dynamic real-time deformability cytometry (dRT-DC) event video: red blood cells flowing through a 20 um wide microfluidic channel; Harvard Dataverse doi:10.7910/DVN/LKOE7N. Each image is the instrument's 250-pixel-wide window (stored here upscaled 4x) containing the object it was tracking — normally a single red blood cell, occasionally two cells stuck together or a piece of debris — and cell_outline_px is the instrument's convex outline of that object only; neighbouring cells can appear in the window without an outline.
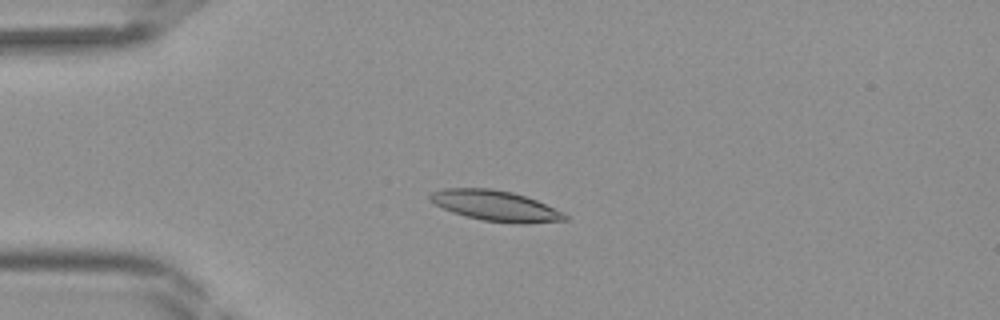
{"species": "Egyptian fruit bat (a non-hibernating species)", "species_latin": "Rousettus aegyptiacus", "temperature_condition": "room temperature", "stored_images_in_passage": 42, "camera_frame_rate_fps": 3000, "um_per_image_px": 0.085, "frame": {"image": 1, "passage_image": 11, "time_ms": 3.333, "image_size_px": [1000, 320], "cell_outline_px": [[568, 220], [520, 224], [484, 220], [452, 212], [436, 204], [428, 196], [432, 192], [444, 188], [492, 188], [512, 192], [536, 200], [564, 212], [568, 216]], "centroid_in_image_um": [42.16, 17.48], "position_along_channel_um": 42.8, "area_um2": 23.7}}
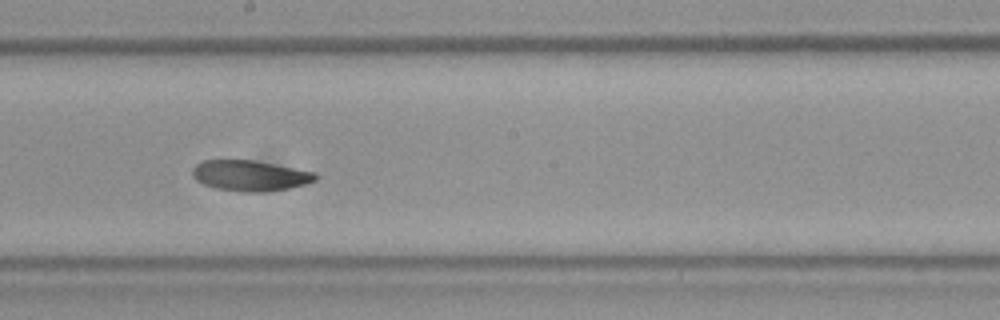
{"frame": {"image": 2, "passage_image": 24, "time_ms": 7.667, "image_size_px": [1000, 320], "cell_outline_px": [[320, 176], [316, 180], [308, 184], [288, 188], [264, 192], [244, 192], [216, 188], [204, 184], [196, 180], [192, 176], [192, 168], [196, 164], [204, 160], [256, 160], [316, 172]], "centroid_in_image_um": [21.3, 14.92], "position_along_channel_um": 226.9, "area_um2": 22.2}}
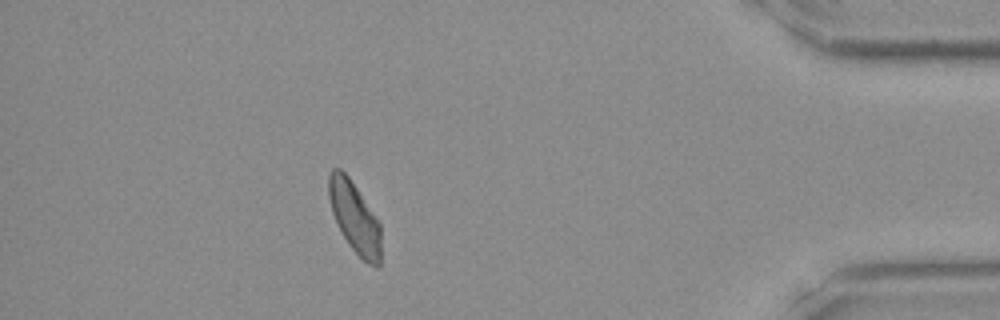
{"frame": {"image": 3, "passage_image": 38, "time_ms": 12.333, "image_size_px": [1000, 320], "cell_outline_px": [[380, 264], [376, 268], [368, 264], [348, 244], [332, 212], [328, 196], [328, 176], [332, 168], [340, 168], [348, 176], [380, 220]], "centroid_in_image_um": [30.15, 18.45], "position_along_channel_um": 405.0, "area_um2": 21.62}}